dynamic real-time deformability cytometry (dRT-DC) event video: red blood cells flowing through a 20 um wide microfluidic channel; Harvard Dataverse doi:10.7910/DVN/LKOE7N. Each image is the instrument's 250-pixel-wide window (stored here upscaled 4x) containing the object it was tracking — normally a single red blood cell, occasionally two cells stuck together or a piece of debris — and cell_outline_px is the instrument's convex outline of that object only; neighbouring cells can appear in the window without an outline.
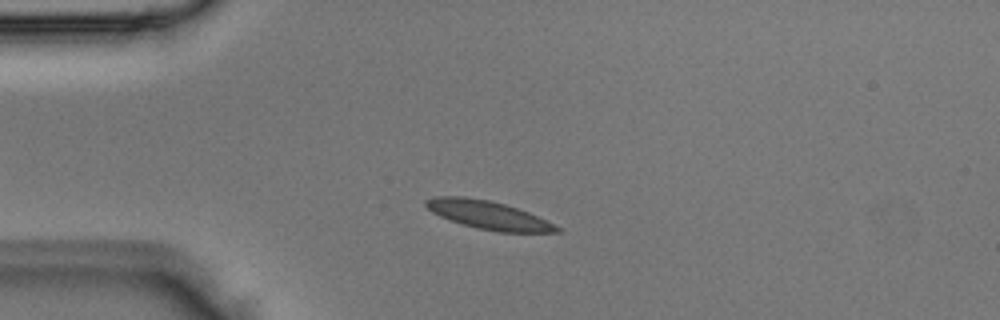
{"species": "Egyptian fruit bat (a non-hibernating species)", "species_latin": "Rousettus aegyptiacus", "temperature_condition": "room temperature", "stored_images_in_passage": 2, "camera_frame_rate_fps": 3000, "um_per_image_px": 0.085, "animal": {"sex": "male"}, "frame": {"image": 1, "passage_image": 2, "time_ms": 0.333, "image_size_px": [1000, 320], "cell_outline_px": [[560, 232], [500, 232], [480, 228], [464, 224], [440, 216], [432, 212], [424, 204], [424, 200], [436, 196], [464, 196], [488, 200], [504, 204], [528, 212], [560, 228]], "centroid_in_image_um": [41.46, 18.26], "position_along_channel_um": 43.5, "area_um2": 21.04}}